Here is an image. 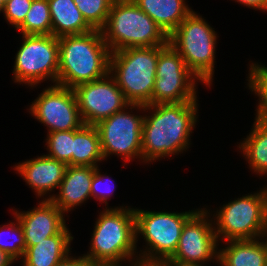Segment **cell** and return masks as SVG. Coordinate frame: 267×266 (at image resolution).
Segmentation results:
<instances>
[{
	"label": "cell",
	"instance_id": "2e32d148",
	"mask_svg": "<svg viewBox=\"0 0 267 266\" xmlns=\"http://www.w3.org/2000/svg\"><path fill=\"white\" fill-rule=\"evenodd\" d=\"M67 165L47 155L19 162L15 171L41 198L58 188L64 178Z\"/></svg>",
	"mask_w": 267,
	"mask_h": 266
},
{
	"label": "cell",
	"instance_id": "4316f807",
	"mask_svg": "<svg viewBox=\"0 0 267 266\" xmlns=\"http://www.w3.org/2000/svg\"><path fill=\"white\" fill-rule=\"evenodd\" d=\"M115 0H74L83 18L93 28L101 30Z\"/></svg>",
	"mask_w": 267,
	"mask_h": 266
},
{
	"label": "cell",
	"instance_id": "603a6c76",
	"mask_svg": "<svg viewBox=\"0 0 267 266\" xmlns=\"http://www.w3.org/2000/svg\"><path fill=\"white\" fill-rule=\"evenodd\" d=\"M238 147L253 173L267 175V123L255 120L249 135Z\"/></svg>",
	"mask_w": 267,
	"mask_h": 266
},
{
	"label": "cell",
	"instance_id": "d6a6232c",
	"mask_svg": "<svg viewBox=\"0 0 267 266\" xmlns=\"http://www.w3.org/2000/svg\"><path fill=\"white\" fill-rule=\"evenodd\" d=\"M159 262L161 263L162 266H202V265L195 264V263L180 262V261H177L171 258H167Z\"/></svg>",
	"mask_w": 267,
	"mask_h": 266
},
{
	"label": "cell",
	"instance_id": "30bf717a",
	"mask_svg": "<svg viewBox=\"0 0 267 266\" xmlns=\"http://www.w3.org/2000/svg\"><path fill=\"white\" fill-rule=\"evenodd\" d=\"M132 109L144 111L145 105L129 104L123 110L95 125L99 132L104 161L113 154L122 157L124 162L137 158L142 160L144 115H135Z\"/></svg>",
	"mask_w": 267,
	"mask_h": 266
},
{
	"label": "cell",
	"instance_id": "d4e9b609",
	"mask_svg": "<svg viewBox=\"0 0 267 266\" xmlns=\"http://www.w3.org/2000/svg\"><path fill=\"white\" fill-rule=\"evenodd\" d=\"M249 76L247 85L251 92L258 97L255 120L267 123V74L258 66V63L252 62L249 65Z\"/></svg>",
	"mask_w": 267,
	"mask_h": 266
},
{
	"label": "cell",
	"instance_id": "d6986e66",
	"mask_svg": "<svg viewBox=\"0 0 267 266\" xmlns=\"http://www.w3.org/2000/svg\"><path fill=\"white\" fill-rule=\"evenodd\" d=\"M186 0H133L169 36L193 11Z\"/></svg>",
	"mask_w": 267,
	"mask_h": 266
},
{
	"label": "cell",
	"instance_id": "d590c367",
	"mask_svg": "<svg viewBox=\"0 0 267 266\" xmlns=\"http://www.w3.org/2000/svg\"><path fill=\"white\" fill-rule=\"evenodd\" d=\"M259 239L262 241V244L265 248L267 258V229L262 233Z\"/></svg>",
	"mask_w": 267,
	"mask_h": 266
},
{
	"label": "cell",
	"instance_id": "8d00e7d4",
	"mask_svg": "<svg viewBox=\"0 0 267 266\" xmlns=\"http://www.w3.org/2000/svg\"><path fill=\"white\" fill-rule=\"evenodd\" d=\"M4 11V2L0 0V13Z\"/></svg>",
	"mask_w": 267,
	"mask_h": 266
},
{
	"label": "cell",
	"instance_id": "3957f363",
	"mask_svg": "<svg viewBox=\"0 0 267 266\" xmlns=\"http://www.w3.org/2000/svg\"><path fill=\"white\" fill-rule=\"evenodd\" d=\"M111 51L102 31L59 37V69L57 84L74 88L109 74Z\"/></svg>",
	"mask_w": 267,
	"mask_h": 266
},
{
	"label": "cell",
	"instance_id": "e575fe53",
	"mask_svg": "<svg viewBox=\"0 0 267 266\" xmlns=\"http://www.w3.org/2000/svg\"><path fill=\"white\" fill-rule=\"evenodd\" d=\"M15 261L4 251L0 250V266H11Z\"/></svg>",
	"mask_w": 267,
	"mask_h": 266
},
{
	"label": "cell",
	"instance_id": "44dd1931",
	"mask_svg": "<svg viewBox=\"0 0 267 266\" xmlns=\"http://www.w3.org/2000/svg\"><path fill=\"white\" fill-rule=\"evenodd\" d=\"M260 239L231 240L218 249L219 266H267L266 251Z\"/></svg>",
	"mask_w": 267,
	"mask_h": 266
},
{
	"label": "cell",
	"instance_id": "9c48e42d",
	"mask_svg": "<svg viewBox=\"0 0 267 266\" xmlns=\"http://www.w3.org/2000/svg\"><path fill=\"white\" fill-rule=\"evenodd\" d=\"M23 42L15 56L14 83L36 87L49 80L57 84L59 38L54 35H22Z\"/></svg>",
	"mask_w": 267,
	"mask_h": 266
},
{
	"label": "cell",
	"instance_id": "52a82bcc",
	"mask_svg": "<svg viewBox=\"0 0 267 266\" xmlns=\"http://www.w3.org/2000/svg\"><path fill=\"white\" fill-rule=\"evenodd\" d=\"M213 217L219 243L260 238L267 229V186L224 204Z\"/></svg>",
	"mask_w": 267,
	"mask_h": 266
},
{
	"label": "cell",
	"instance_id": "4dcf8cb0",
	"mask_svg": "<svg viewBox=\"0 0 267 266\" xmlns=\"http://www.w3.org/2000/svg\"><path fill=\"white\" fill-rule=\"evenodd\" d=\"M69 253L64 259H62L55 266H99L91 262L86 256H72Z\"/></svg>",
	"mask_w": 267,
	"mask_h": 266
},
{
	"label": "cell",
	"instance_id": "277c9868",
	"mask_svg": "<svg viewBox=\"0 0 267 266\" xmlns=\"http://www.w3.org/2000/svg\"><path fill=\"white\" fill-rule=\"evenodd\" d=\"M101 31L111 52L168 44V36L133 0H115Z\"/></svg>",
	"mask_w": 267,
	"mask_h": 266
},
{
	"label": "cell",
	"instance_id": "f546056e",
	"mask_svg": "<svg viewBox=\"0 0 267 266\" xmlns=\"http://www.w3.org/2000/svg\"><path fill=\"white\" fill-rule=\"evenodd\" d=\"M109 178L110 177L106 176V174L105 175L101 174L99 167H96L91 183V197L95 198V200H99V202L101 203L103 202L104 204H106L107 208H108L107 201L109 200L108 198L113 195L112 193H114L115 190V187L112 188L109 186V184H107V182H105ZM108 182L110 181L108 180Z\"/></svg>",
	"mask_w": 267,
	"mask_h": 266
},
{
	"label": "cell",
	"instance_id": "7c38bea8",
	"mask_svg": "<svg viewBox=\"0 0 267 266\" xmlns=\"http://www.w3.org/2000/svg\"><path fill=\"white\" fill-rule=\"evenodd\" d=\"M28 110L47 127V133L77 130L84 125L73 89L58 84L43 89Z\"/></svg>",
	"mask_w": 267,
	"mask_h": 266
},
{
	"label": "cell",
	"instance_id": "6da1fadb",
	"mask_svg": "<svg viewBox=\"0 0 267 266\" xmlns=\"http://www.w3.org/2000/svg\"><path fill=\"white\" fill-rule=\"evenodd\" d=\"M198 100L145 105L142 125V162L152 163L183 153L198 121ZM190 138V139H189Z\"/></svg>",
	"mask_w": 267,
	"mask_h": 266
},
{
	"label": "cell",
	"instance_id": "836d02e7",
	"mask_svg": "<svg viewBox=\"0 0 267 266\" xmlns=\"http://www.w3.org/2000/svg\"><path fill=\"white\" fill-rule=\"evenodd\" d=\"M129 266H162L160 262L137 259L129 262ZM122 266V265H121Z\"/></svg>",
	"mask_w": 267,
	"mask_h": 266
},
{
	"label": "cell",
	"instance_id": "8fae6325",
	"mask_svg": "<svg viewBox=\"0 0 267 266\" xmlns=\"http://www.w3.org/2000/svg\"><path fill=\"white\" fill-rule=\"evenodd\" d=\"M201 81L187 68L180 54L168 43L158 46L155 86L151 105L197 100Z\"/></svg>",
	"mask_w": 267,
	"mask_h": 266
},
{
	"label": "cell",
	"instance_id": "ac0fdd59",
	"mask_svg": "<svg viewBox=\"0 0 267 266\" xmlns=\"http://www.w3.org/2000/svg\"><path fill=\"white\" fill-rule=\"evenodd\" d=\"M73 238L66 226L59 234L26 246L22 266H55L71 252Z\"/></svg>",
	"mask_w": 267,
	"mask_h": 266
},
{
	"label": "cell",
	"instance_id": "1f68e13d",
	"mask_svg": "<svg viewBox=\"0 0 267 266\" xmlns=\"http://www.w3.org/2000/svg\"><path fill=\"white\" fill-rule=\"evenodd\" d=\"M239 2L241 5L247 6L248 8L267 11V0H234Z\"/></svg>",
	"mask_w": 267,
	"mask_h": 266
},
{
	"label": "cell",
	"instance_id": "ba28073f",
	"mask_svg": "<svg viewBox=\"0 0 267 266\" xmlns=\"http://www.w3.org/2000/svg\"><path fill=\"white\" fill-rule=\"evenodd\" d=\"M196 211L157 212L135 208L136 243L140 235L146 242L145 249L140 250L138 258L156 262L171 258L176 252L186 221Z\"/></svg>",
	"mask_w": 267,
	"mask_h": 266
},
{
	"label": "cell",
	"instance_id": "74e56055",
	"mask_svg": "<svg viewBox=\"0 0 267 266\" xmlns=\"http://www.w3.org/2000/svg\"><path fill=\"white\" fill-rule=\"evenodd\" d=\"M258 66L267 74V67L264 64L261 65L260 63V65L258 64Z\"/></svg>",
	"mask_w": 267,
	"mask_h": 266
},
{
	"label": "cell",
	"instance_id": "5b68a950",
	"mask_svg": "<svg viewBox=\"0 0 267 266\" xmlns=\"http://www.w3.org/2000/svg\"><path fill=\"white\" fill-rule=\"evenodd\" d=\"M158 46L111 52L109 74L129 104L149 105L155 86Z\"/></svg>",
	"mask_w": 267,
	"mask_h": 266
},
{
	"label": "cell",
	"instance_id": "f1b7e54d",
	"mask_svg": "<svg viewBox=\"0 0 267 266\" xmlns=\"http://www.w3.org/2000/svg\"><path fill=\"white\" fill-rule=\"evenodd\" d=\"M33 0H7L3 15L7 23L17 29L25 20Z\"/></svg>",
	"mask_w": 267,
	"mask_h": 266
},
{
	"label": "cell",
	"instance_id": "ffe728a7",
	"mask_svg": "<svg viewBox=\"0 0 267 266\" xmlns=\"http://www.w3.org/2000/svg\"><path fill=\"white\" fill-rule=\"evenodd\" d=\"M48 3L52 35L55 37L85 34L93 30L83 18L74 0H48Z\"/></svg>",
	"mask_w": 267,
	"mask_h": 266
},
{
	"label": "cell",
	"instance_id": "7402d4cb",
	"mask_svg": "<svg viewBox=\"0 0 267 266\" xmlns=\"http://www.w3.org/2000/svg\"><path fill=\"white\" fill-rule=\"evenodd\" d=\"M104 160L98 129L93 125H83L73 130L72 166L99 167Z\"/></svg>",
	"mask_w": 267,
	"mask_h": 266
},
{
	"label": "cell",
	"instance_id": "8992f818",
	"mask_svg": "<svg viewBox=\"0 0 267 266\" xmlns=\"http://www.w3.org/2000/svg\"><path fill=\"white\" fill-rule=\"evenodd\" d=\"M192 11L168 36V43L180 54L187 68L210 87L213 82L217 33Z\"/></svg>",
	"mask_w": 267,
	"mask_h": 266
},
{
	"label": "cell",
	"instance_id": "e0dca14e",
	"mask_svg": "<svg viewBox=\"0 0 267 266\" xmlns=\"http://www.w3.org/2000/svg\"><path fill=\"white\" fill-rule=\"evenodd\" d=\"M96 167L67 166L64 178L58 187V195L50 194V199L64 214L81 206L91 197V183Z\"/></svg>",
	"mask_w": 267,
	"mask_h": 266
},
{
	"label": "cell",
	"instance_id": "4fadbf2b",
	"mask_svg": "<svg viewBox=\"0 0 267 266\" xmlns=\"http://www.w3.org/2000/svg\"><path fill=\"white\" fill-rule=\"evenodd\" d=\"M209 212L206 208H199L186 221L171 259L202 266L212 259L213 263H218L219 243L212 223V214Z\"/></svg>",
	"mask_w": 267,
	"mask_h": 266
},
{
	"label": "cell",
	"instance_id": "5bb4252c",
	"mask_svg": "<svg viewBox=\"0 0 267 266\" xmlns=\"http://www.w3.org/2000/svg\"><path fill=\"white\" fill-rule=\"evenodd\" d=\"M73 91L85 125L95 126L129 105L110 74L95 81L79 84Z\"/></svg>",
	"mask_w": 267,
	"mask_h": 266
},
{
	"label": "cell",
	"instance_id": "83f0119b",
	"mask_svg": "<svg viewBox=\"0 0 267 266\" xmlns=\"http://www.w3.org/2000/svg\"><path fill=\"white\" fill-rule=\"evenodd\" d=\"M13 218H15L16 223L9 222L10 224L8 223L0 227V250L6 252L16 262L23 259L26 244L23 227L16 216ZM8 230L13 235V239L10 238L12 243L9 240L10 243L6 242L7 240L5 241L3 237L5 236L4 233Z\"/></svg>",
	"mask_w": 267,
	"mask_h": 266
},
{
	"label": "cell",
	"instance_id": "7a4b0ae2",
	"mask_svg": "<svg viewBox=\"0 0 267 266\" xmlns=\"http://www.w3.org/2000/svg\"><path fill=\"white\" fill-rule=\"evenodd\" d=\"M96 219L89 253L84 256L99 266H121L139 259L134 208L105 206Z\"/></svg>",
	"mask_w": 267,
	"mask_h": 266
},
{
	"label": "cell",
	"instance_id": "cb8c5ba5",
	"mask_svg": "<svg viewBox=\"0 0 267 266\" xmlns=\"http://www.w3.org/2000/svg\"><path fill=\"white\" fill-rule=\"evenodd\" d=\"M22 35H50L52 22L48 0H33L23 23L17 28Z\"/></svg>",
	"mask_w": 267,
	"mask_h": 266
},
{
	"label": "cell",
	"instance_id": "9a60e30c",
	"mask_svg": "<svg viewBox=\"0 0 267 266\" xmlns=\"http://www.w3.org/2000/svg\"><path fill=\"white\" fill-rule=\"evenodd\" d=\"M13 211L23 227L26 246L59 234L67 226L65 214L50 199L39 201L37 207L29 211Z\"/></svg>",
	"mask_w": 267,
	"mask_h": 266
},
{
	"label": "cell",
	"instance_id": "484cf974",
	"mask_svg": "<svg viewBox=\"0 0 267 266\" xmlns=\"http://www.w3.org/2000/svg\"><path fill=\"white\" fill-rule=\"evenodd\" d=\"M47 156L72 166L73 130L47 133Z\"/></svg>",
	"mask_w": 267,
	"mask_h": 266
}]
</instances>
